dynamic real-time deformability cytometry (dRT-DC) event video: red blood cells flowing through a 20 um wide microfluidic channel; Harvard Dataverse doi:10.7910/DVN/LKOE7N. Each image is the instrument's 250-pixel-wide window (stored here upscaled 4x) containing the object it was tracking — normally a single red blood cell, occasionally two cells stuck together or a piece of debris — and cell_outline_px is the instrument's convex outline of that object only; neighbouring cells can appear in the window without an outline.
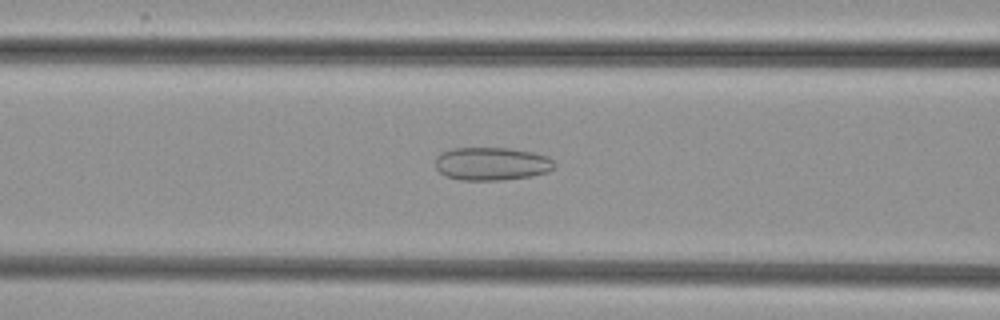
{"species": "common noctule bat (a hibernating species)", "species_latin": "Nyctalus noctula", "temperature_condition": "cold", "stored_images_in_passage": 44, "camera_frame_rate_fps": 3000, "um_per_image_px": 0.085, "animal": {"sex": "female", "body_mass_g": 29.2, "forearm_length_mm": 56.3}, "frame": {"image": 1, "passage_image": 13, "time_ms": 4.0, "image_size_px": [1000, 320], "cell_outline_px": [[556, 164], [548, 172], [532, 176], [500, 180], [460, 180], [448, 176], [440, 172], [436, 168], [436, 156], [440, 152], [452, 148], [508, 148], [532, 152], [548, 156]], "centroid_in_image_um": [41.79, 13.91], "position_along_channel_um": 124.8, "area_um2": 23.0}}
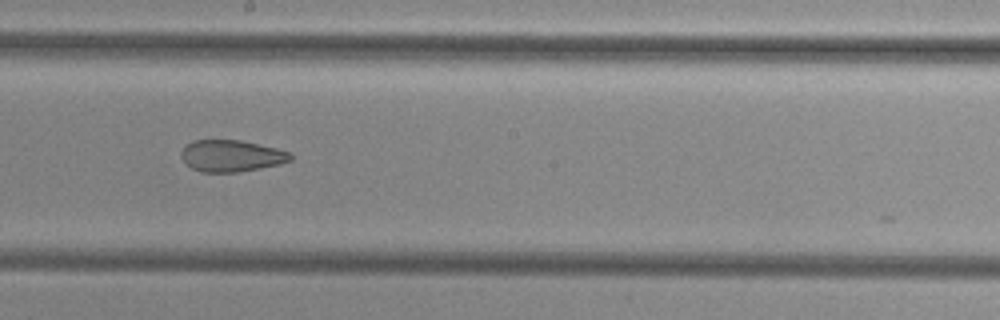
{"frame": {"image": 2, "passage_image": 21, "time_ms": 6.667, "image_size_px": [1000, 320], "cell_outline_px": [[292, 160], [280, 164], [260, 168], [236, 172], [200, 172], [192, 168], [180, 156], [180, 152], [192, 140], [240, 140], [276, 148], [292, 152]], "centroid_in_image_um": [19.69, 13.24], "position_along_channel_um": 228.5, "area_um2": 20.11}}
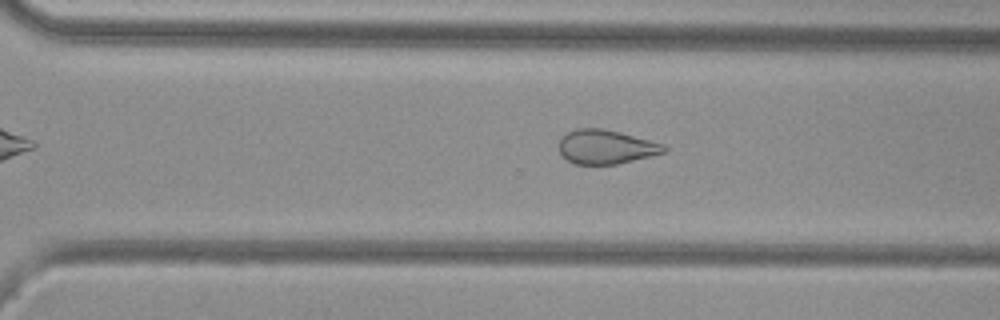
{"frame": {"image": 3, "passage_image": 28, "time_ms": 9.0, "image_size_px": [1000, 320], "cell_outline_px": [[668, 148], [664, 152], [616, 164], [572, 164], [560, 152], [556, 144], [560, 136], [568, 132], [580, 128], [604, 128], [620, 132], [664, 144]], "centroid_in_image_um": [51.44, 12.47], "position_along_channel_um": 319.2, "area_um2": 20.87}}